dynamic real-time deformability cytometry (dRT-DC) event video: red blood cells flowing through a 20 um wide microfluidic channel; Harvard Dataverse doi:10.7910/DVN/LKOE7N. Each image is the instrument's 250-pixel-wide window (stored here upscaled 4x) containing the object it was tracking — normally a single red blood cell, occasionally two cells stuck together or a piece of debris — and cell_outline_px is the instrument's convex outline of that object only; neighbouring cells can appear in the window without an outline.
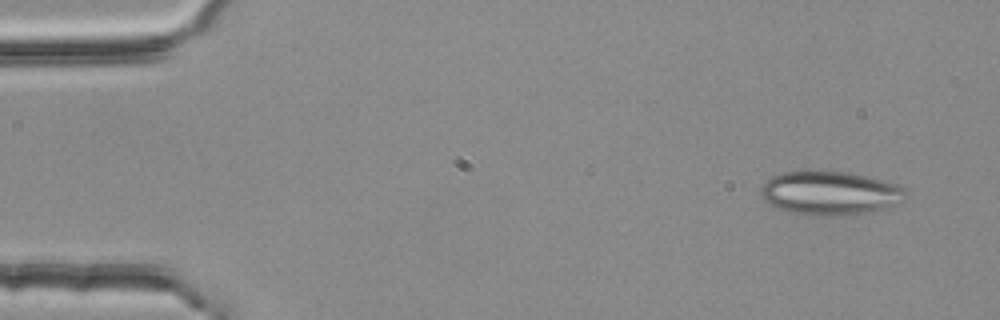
{"species": "common noctule bat (a hibernating species)", "species_latin": "Nyctalus noctula", "temperature_condition": "room temperature", "stored_images_in_passage": 4, "camera_frame_rate_fps": 3000, "um_per_image_px": 0.085, "animal": {"sex": "female", "body_mass_g": 25.1}, "frame": {"image": 1, "passage_image": 1, "time_ms": 0.0, "image_size_px": [1000, 320], "cell_outline_px": [[904, 192], [896, 204], [876, 212], [836, 216], [832, 216], [788, 212], [768, 204], [764, 200], [760, 192], [760, 188], [772, 176], [784, 172], [804, 168], [848, 172], [896, 184], [904, 188]], "centroid_in_image_um": [70.47, 16.38], "position_along_channel_um": 14.5, "area_um2": 37.22}}